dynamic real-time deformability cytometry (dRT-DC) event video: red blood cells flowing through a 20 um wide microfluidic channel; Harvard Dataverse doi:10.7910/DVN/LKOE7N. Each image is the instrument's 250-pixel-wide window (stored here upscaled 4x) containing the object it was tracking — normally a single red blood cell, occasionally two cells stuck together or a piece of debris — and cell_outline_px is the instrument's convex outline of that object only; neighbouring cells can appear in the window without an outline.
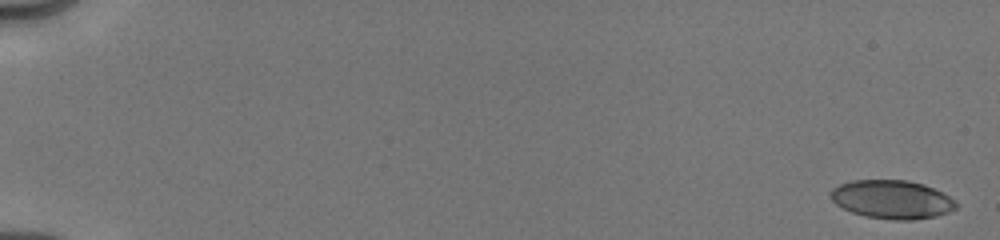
{"species": "human", "species_latin": "Homo sapiens", "temperature_condition": "cold", "stored_images_in_passage": 21, "camera_frame_rate_fps": 3000, "um_per_image_px": 0.085, "donor": {"sex": "male"}, "frame": {"image": 1, "passage_image": 1, "time_ms": 0.0, "image_size_px": [1000, 240], "cell_outline_px": [[956, 208], [948, 212], [936, 216], [912, 220], [892, 220], [864, 216], [852, 212], [836, 204], [828, 196], [828, 192], [832, 188], [840, 184], [852, 180], [908, 180], [924, 184], [948, 196], [956, 204]], "centroid_in_image_um": [75.76, 16.95], "position_along_channel_um": 9.2, "area_um2": 28.15}}
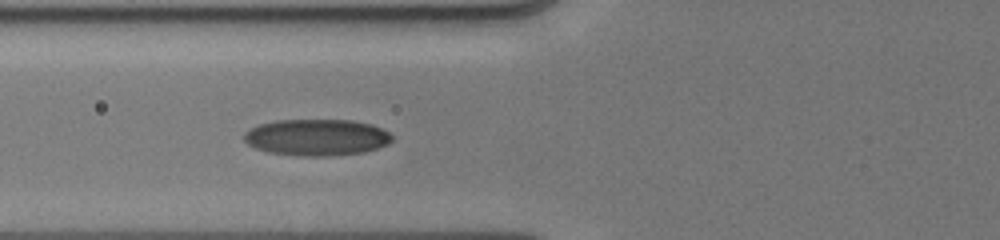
{"frame": {"image": 2, "passage_image": 16, "time_ms": 7.0, "image_size_px": [1000, 240], "cell_outline_px": [[392, 140], [388, 144], [364, 152], [328, 156], [296, 156], [268, 152], [256, 148], [248, 144], [244, 140], [244, 132], [260, 124], [276, 120], [352, 120], [372, 124], [388, 132], [392, 136]], "centroid_in_image_um": [26.91, 11.68], "position_along_channel_um": 98.9, "area_um2": 31.5}}
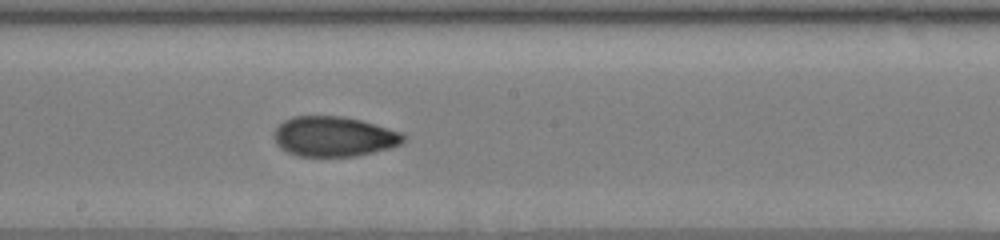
{"frame": {"image": 3, "passage_image": 21, "time_ms": 10.0, "image_size_px": [1000, 240], "cell_outline_px": [[404, 140], [400, 144], [388, 148], [356, 156], [296, 156], [280, 148], [276, 144], [272, 136], [272, 132], [284, 120], [292, 116], [344, 116], [360, 120], [400, 132], [404, 136]], "centroid_in_image_um": [28.3, 11.6], "position_along_channel_um": 219.9, "area_um2": 30.11}}